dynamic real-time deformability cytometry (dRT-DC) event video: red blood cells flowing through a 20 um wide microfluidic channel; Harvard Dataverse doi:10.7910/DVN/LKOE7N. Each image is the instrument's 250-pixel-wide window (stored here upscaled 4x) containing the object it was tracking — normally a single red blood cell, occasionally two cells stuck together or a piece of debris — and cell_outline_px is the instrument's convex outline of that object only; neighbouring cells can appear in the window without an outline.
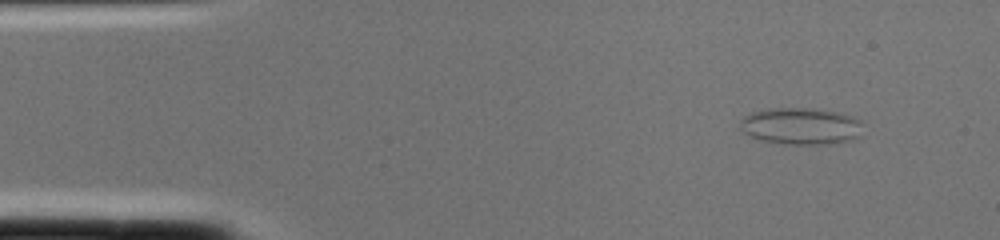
{"species": "common noctule bat (a hibernating species)", "species_latin": "Nyctalus noctula", "temperature_condition": "cold", "stored_images_in_passage": 2, "camera_frame_rate_fps": 3000, "um_per_image_px": 0.085, "animal": {"sex": "female", "body_mass_g": 22.0, "forearm_length_mm": 56.7}, "frame": {"image": 1, "passage_image": 2, "time_ms": 0.333, "image_size_px": [1000, 240], "cell_outline_px": [[864, 136], [848, 140], [828, 144], [784, 144], [760, 140], [744, 132], [740, 128], [740, 120], [744, 116], [752, 112], [768, 108], [804, 108], [836, 112], [852, 116], [860, 120]], "centroid_in_image_um": [68.09, 10.72], "position_along_channel_um": 16.9, "area_um2": 26.41}}